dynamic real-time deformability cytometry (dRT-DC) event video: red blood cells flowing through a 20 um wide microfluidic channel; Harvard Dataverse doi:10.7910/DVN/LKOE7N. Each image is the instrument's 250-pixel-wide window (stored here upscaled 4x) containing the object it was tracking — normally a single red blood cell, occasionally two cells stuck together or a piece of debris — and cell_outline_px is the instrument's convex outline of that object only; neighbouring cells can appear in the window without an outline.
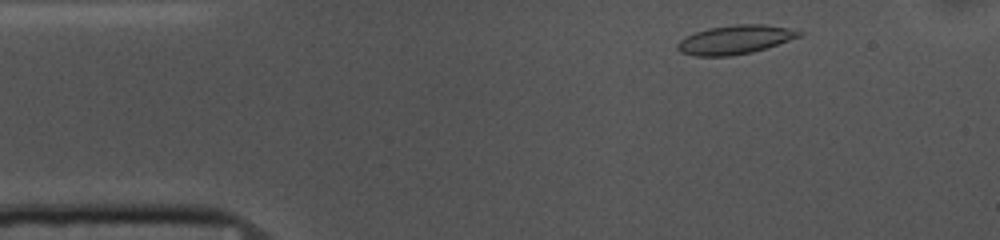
{"species": "common noctule bat (a hibernating species)", "species_latin": "Nyctalus noctula", "temperature_condition": "cold", "stored_images_in_passage": 49, "camera_frame_rate_fps": 3000, "um_per_image_px": 0.085, "animal": {"sex": "female", "body_mass_g": 10.0, "forearm_length_mm": 53.1}, "frame": {"image": 1, "passage_image": 3, "time_ms": 0.667, "image_size_px": [1000, 240], "cell_outline_px": [[804, 36], [752, 52], [732, 56], [696, 56], [680, 52], [676, 48], [676, 44], [680, 40], [696, 32], [708, 28], [736, 24], [764, 24], [788, 28], [804, 32]], "centroid_in_image_um": [62.51, 3.37], "position_along_channel_um": 22.5, "area_um2": 20.52}}
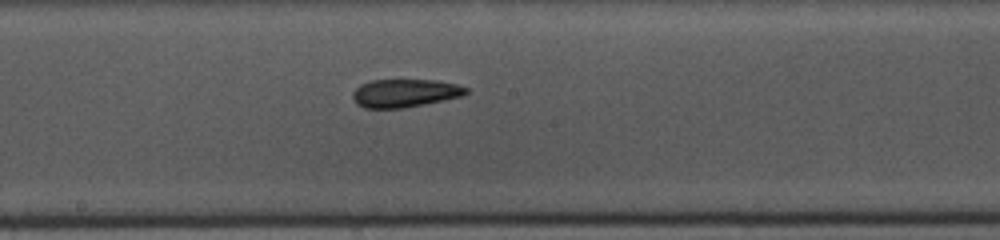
{"frame": {"image": 2, "passage_image": 23, "time_ms": 7.333, "image_size_px": [1000, 240], "cell_outline_px": [[468, 92], [460, 96], [444, 100], [404, 108], [364, 108], [356, 104], [352, 96], [352, 92], [360, 84], [368, 80], [436, 80], [460, 84], [468, 88]], "centroid_in_image_um": [34.39, 7.91], "position_along_channel_um": 213.8, "area_um2": 18.73}}
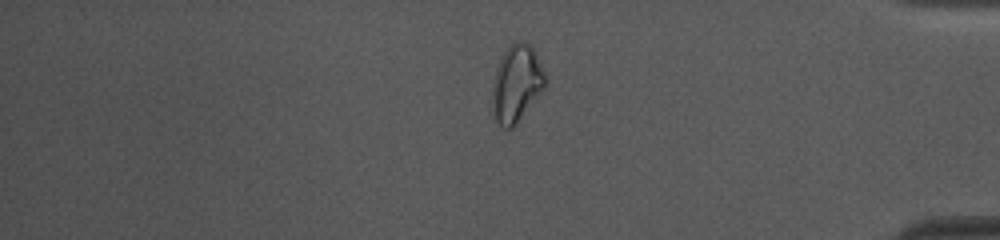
{"frame": {"image": 3, "passage_image": 40, "time_ms": 13.0, "image_size_px": [1000, 240], "cell_outline_px": [[544, 88], [512, 128], [504, 128], [496, 120], [492, 108], [492, 84], [496, 68], [508, 44], [516, 40], [524, 40], [532, 48], [544, 72]], "centroid_in_image_um": [43.86, 7.07], "position_along_channel_um": 391.3, "area_um2": 23.29}, "authors_computed_cell_mechanics": {"area_um2": 19.8832, "velocity_mm_per_s": 3.6934, "shape_relaxation_time_tau1_ms": 5.8488, "shape_relaxation_time_tau2_ms": 3.8603, "deformation_change_tau1": 0.1403, "deformation_change_tau2": 0.107}}